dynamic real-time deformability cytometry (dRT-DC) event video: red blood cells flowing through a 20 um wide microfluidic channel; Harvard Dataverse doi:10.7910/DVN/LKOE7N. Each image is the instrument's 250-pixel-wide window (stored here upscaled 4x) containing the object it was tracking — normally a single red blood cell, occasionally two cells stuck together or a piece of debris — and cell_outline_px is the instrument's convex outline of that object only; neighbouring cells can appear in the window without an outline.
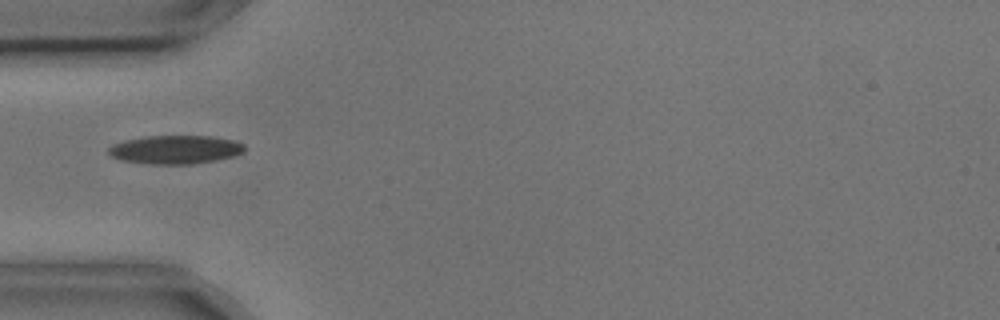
{"species": "common noctule bat (a hibernating species)", "species_latin": "Nyctalus noctula", "temperature_condition": "cold", "stored_images_in_passage": 3, "camera_frame_rate_fps": 3000, "um_per_image_px": 0.085, "animal": {"sex": "male", "body_mass_g": 17.9, "forearm_length_mm": 54.2}, "frame": {"image": 1, "passage_image": 1, "time_ms": 0.0, "image_size_px": [1000, 320], "cell_outline_px": [[244, 152], [232, 156], [192, 164], [152, 164], [120, 160], [112, 156], [108, 152], [108, 148], [112, 144], [124, 140], [144, 136], [212, 136], [236, 140], [244, 144]], "centroid_in_image_um": [14.88, 12.7], "position_along_channel_um": 70.1, "area_um2": 22.6}}